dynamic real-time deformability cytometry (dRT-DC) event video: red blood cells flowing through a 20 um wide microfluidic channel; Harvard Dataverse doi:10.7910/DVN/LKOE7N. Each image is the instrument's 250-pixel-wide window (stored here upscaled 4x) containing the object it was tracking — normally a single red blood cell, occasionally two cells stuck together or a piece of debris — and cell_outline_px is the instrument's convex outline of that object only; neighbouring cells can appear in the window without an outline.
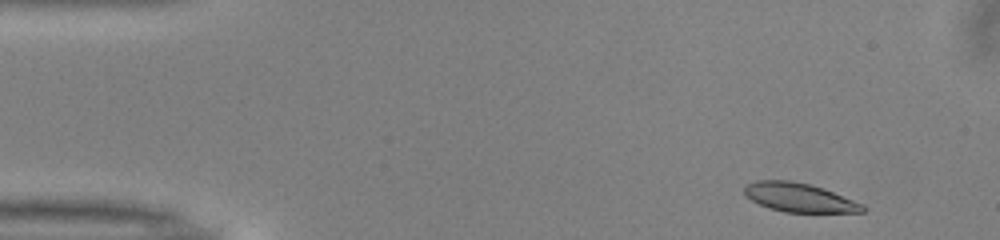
{"species": "common noctule bat (a hibernating species)", "species_latin": "Nyctalus noctula", "temperature_condition": "warm", "stored_images_in_passage": 39, "camera_frame_rate_fps": 3000, "um_per_image_px": 0.085, "animal": {"sex": "male", "body_mass_g": 13.0, "forearm_length_mm": 53.1}, "frame": {"image": 1, "passage_image": 2, "time_ms": 0.333, "image_size_px": [1000, 240], "cell_outline_px": [[868, 208], [864, 212], [784, 212], [768, 208], [752, 200], [744, 192], [744, 188], [748, 184], [756, 180], [788, 180], [808, 184], [832, 192], [864, 204]], "centroid_in_image_um": [67.95, 16.8], "position_along_channel_um": 17.1, "area_um2": 19.65}}
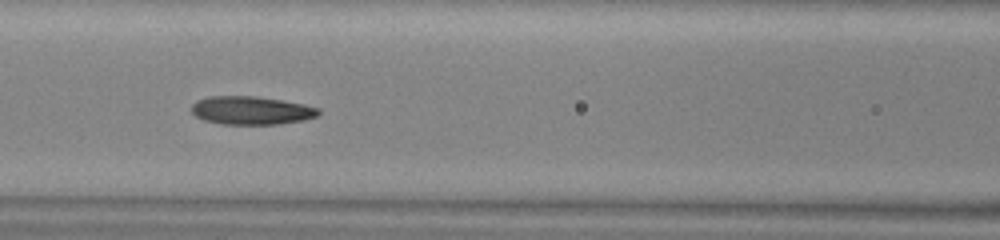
{"frame": {"image": 2, "passage_image": 19, "time_ms": 6.0, "image_size_px": [1000, 240], "cell_outline_px": [[320, 116], [304, 120], [276, 124], [220, 124], [204, 120], [196, 116], [192, 112], [192, 104], [196, 100], [208, 96], [256, 96], [304, 104], [320, 108]], "centroid_in_image_um": [21.37, 9.38], "position_along_channel_um": 145.2, "area_um2": 21.04}}
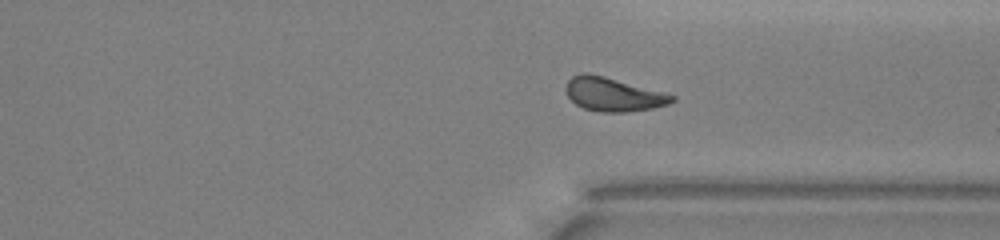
{"frame": {"image": 3, "passage_image": 35, "time_ms": 11.333, "image_size_px": [1000, 240], "cell_outline_px": [[676, 100], [668, 104], [652, 108], [628, 112], [600, 112], [584, 108], [576, 104], [568, 96], [564, 88], [568, 80], [572, 76], [580, 72], [588, 72], [604, 76], [676, 96]], "centroid_in_image_um": [52.08, 8.02], "position_along_channel_um": 359.3, "area_um2": 20.75}, "authors_computed_cell_mechanics": {"area_um2": 20.7502, "velocity_mm_per_s": 4.0112, "shape_relaxation_time_tau1_ms": 10.0912, "shape_relaxation_time_tau2_ms": 4.4973, "deformation_change_tau1": 0.2301, "deformation_change_tau2": 0.115}}